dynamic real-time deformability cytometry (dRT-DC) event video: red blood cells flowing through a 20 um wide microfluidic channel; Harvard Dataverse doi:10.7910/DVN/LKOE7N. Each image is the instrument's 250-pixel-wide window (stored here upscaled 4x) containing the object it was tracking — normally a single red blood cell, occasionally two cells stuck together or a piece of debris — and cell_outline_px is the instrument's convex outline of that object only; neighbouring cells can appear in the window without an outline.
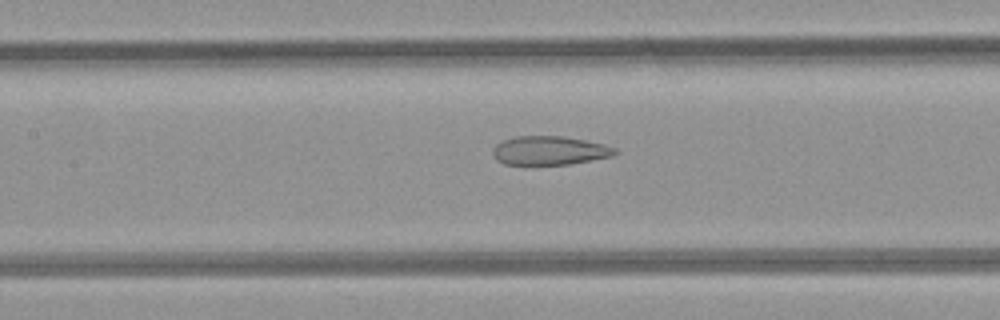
{"species": "common noctule bat (a hibernating species)", "species_latin": "Nyctalus noctula", "temperature_condition": "room temperature", "stored_images_in_passage": 4, "camera_frame_rate_fps": 3000, "um_per_image_px": 0.085, "animal": {"sex": "female", "body_mass_g": 21.9}, "frame": {"image": 1, "passage_image": 4, "time_ms": 3.333, "image_size_px": [1000, 320], "cell_outline_px": [[620, 152], [612, 156], [592, 160], [568, 164], [504, 164], [496, 160], [492, 152], [492, 148], [496, 144], [504, 140], [516, 136], [564, 136], [604, 144], [616, 148]], "centroid_in_image_um": [46.72, 12.79], "position_along_channel_um": 160.7, "area_um2": 20.52}}